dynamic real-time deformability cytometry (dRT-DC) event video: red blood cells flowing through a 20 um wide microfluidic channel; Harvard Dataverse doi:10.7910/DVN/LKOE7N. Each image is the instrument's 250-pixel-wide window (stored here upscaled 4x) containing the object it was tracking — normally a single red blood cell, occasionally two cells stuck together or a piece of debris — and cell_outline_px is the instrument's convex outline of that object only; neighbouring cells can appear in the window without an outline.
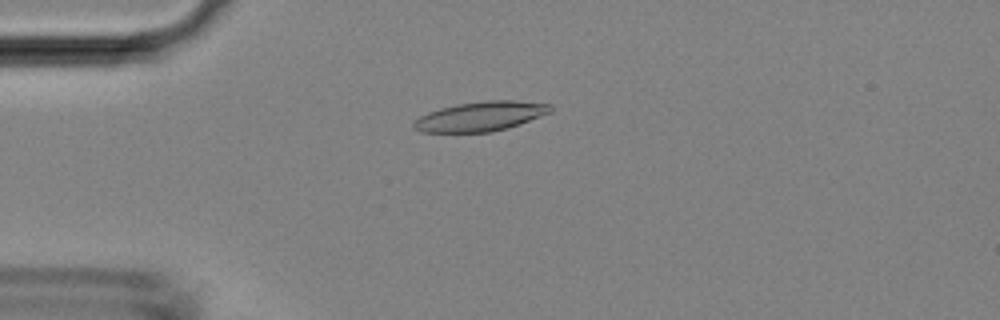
{"species": "Egyptian fruit bat (a non-hibernating species)", "species_latin": "Rousettus aegyptiacus", "temperature_condition": "room temperature", "stored_images_in_passage": 38, "camera_frame_rate_fps": 3000, "um_per_image_px": 0.085, "animal": {"sex": "female"}, "frame": {"image": 1, "passage_image": 4, "time_ms": 1.0, "image_size_px": [1000, 320], "cell_outline_px": [[552, 112], [520, 124], [508, 128], [492, 132], [420, 132], [412, 128], [412, 124], [420, 116], [428, 112], [440, 108], [456, 104], [484, 100], [516, 100], [552, 104]], "centroid_in_image_um": [40.86, 9.88], "position_along_channel_um": 44.1, "area_um2": 23.81}}
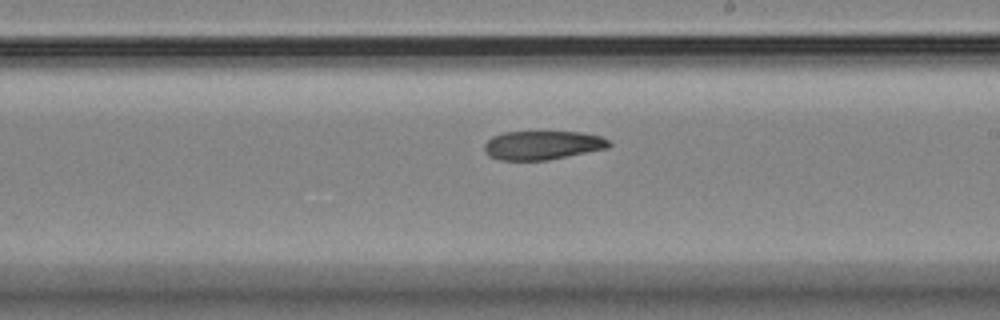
{"frame": {"image": 2, "passage_image": 19, "time_ms": 6.0, "image_size_px": [1000, 320], "cell_outline_px": [[612, 144], [608, 148], [548, 160], [500, 160], [488, 156], [484, 152], [484, 144], [492, 136], [504, 132], [580, 132], [600, 136], [608, 140]], "centroid_in_image_um": [46.08, 12.34], "position_along_channel_um": 242.9, "area_um2": 20.98}}
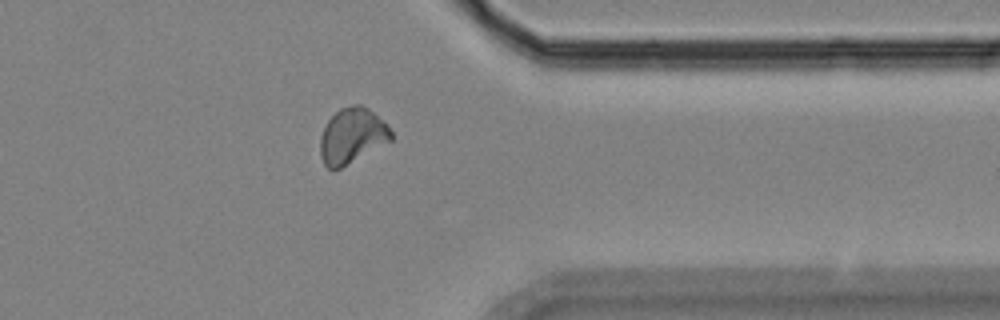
{"frame": {"image": 3, "passage_image": 29, "time_ms": 9.333, "image_size_px": [1000, 320], "cell_outline_px": [[392, 140], [340, 168], [332, 172], [324, 164], [320, 156], [320, 136], [328, 120], [340, 108], [352, 104], [360, 104], [368, 108], [388, 124], [392, 132]], "centroid_in_image_um": [29.92, 11.54], "position_along_channel_um": 381.5, "area_um2": 22.95}}